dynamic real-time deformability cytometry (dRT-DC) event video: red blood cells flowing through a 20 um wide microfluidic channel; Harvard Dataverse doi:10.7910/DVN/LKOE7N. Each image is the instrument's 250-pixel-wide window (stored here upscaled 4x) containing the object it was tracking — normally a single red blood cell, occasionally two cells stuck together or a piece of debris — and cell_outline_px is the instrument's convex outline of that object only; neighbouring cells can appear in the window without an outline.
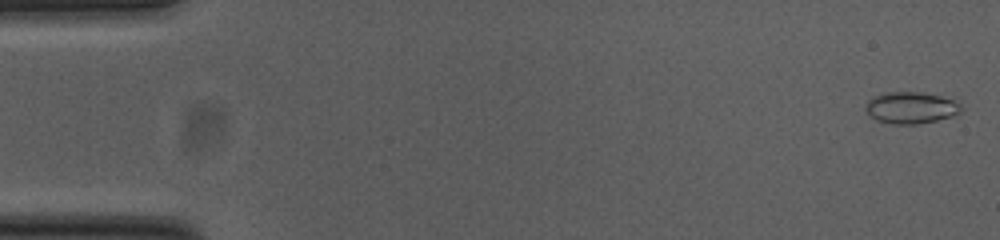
{"species": "common noctule bat (a hibernating species)", "species_latin": "Nyctalus noctula", "temperature_condition": "cold", "stored_images_in_passage": 50, "camera_frame_rate_fps": 3000, "um_per_image_px": 0.085, "animal": {"sex": "female", "body_mass_g": 23.0, "forearm_length_mm": 53.4}, "frame": {"image": 1, "passage_image": 1, "time_ms": 0.0, "image_size_px": [1000, 240], "cell_outline_px": [[964, 108], [960, 112], [952, 116], [936, 120], [916, 124], [892, 124], [876, 120], [864, 108], [868, 100], [876, 96], [888, 92], [924, 92], [940, 96], [952, 100], [960, 104]], "centroid_in_image_um": [77.44, 9.16], "position_along_channel_um": 7.6, "area_um2": 17.46}}
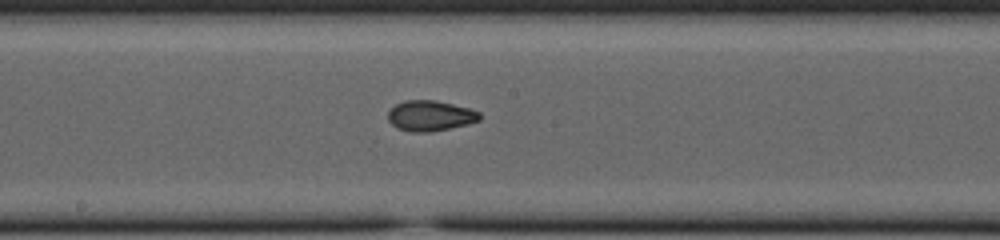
{"frame": {"image": 2, "passage_image": 28, "time_ms": 9.0, "image_size_px": [1000, 240], "cell_outline_px": [[480, 120], [468, 124], [428, 132], [412, 132], [396, 128], [388, 120], [388, 112], [396, 104], [404, 100], [436, 100], [468, 108], [480, 112]], "centroid_in_image_um": [36.55, 9.83], "position_along_channel_um": 211.6, "area_um2": 16.18}}
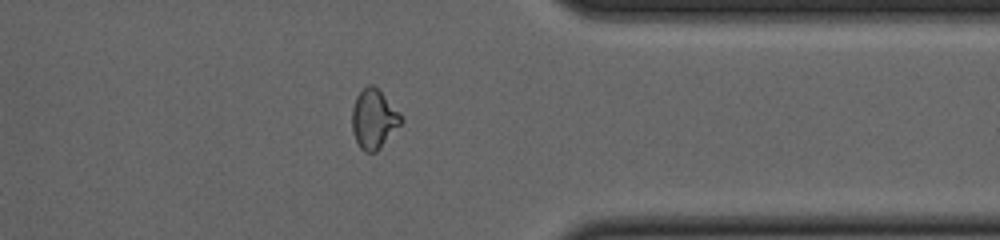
{"frame": {"image": 3, "passage_image": 42, "time_ms": 13.667, "image_size_px": [1000, 240], "cell_outline_px": [[400, 124], [376, 152], [364, 152], [360, 148], [352, 132], [352, 108], [356, 96], [368, 84], [372, 84], [400, 112]], "centroid_in_image_um": [31.73, 10.12], "position_along_channel_um": 379.7, "area_um2": 16.53}, "authors_computed_cell_mechanics": {"area_um2": 16.3863, "velocity_mm_per_s": 3.813, "shape_relaxation_time_tau1_ms": 7.1155, "shape_relaxation_time_tau2_ms": 2.2012, "deformation_change_tau1": 0.1782, "deformation_change_tau2": 0.0721}}